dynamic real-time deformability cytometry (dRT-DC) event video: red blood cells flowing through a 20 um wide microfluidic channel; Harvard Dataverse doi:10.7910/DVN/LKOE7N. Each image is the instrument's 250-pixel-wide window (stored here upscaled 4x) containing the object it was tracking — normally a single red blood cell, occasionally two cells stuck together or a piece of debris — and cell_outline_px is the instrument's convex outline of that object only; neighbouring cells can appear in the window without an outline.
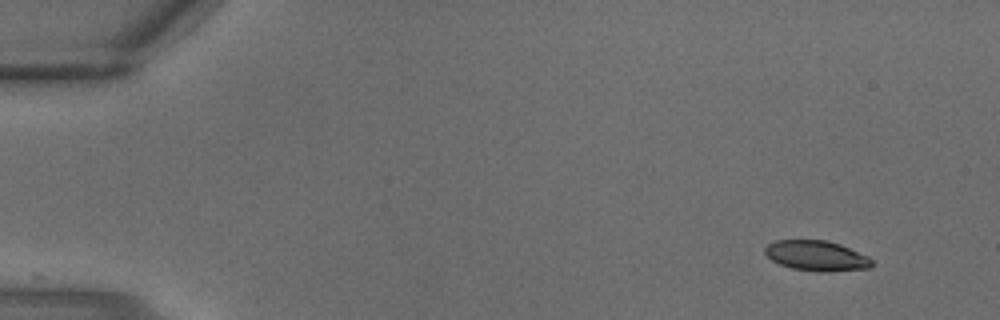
{"species": "common noctule bat (a hibernating species)", "species_latin": "Nyctalus noctula", "temperature_condition": "warm", "stored_images_in_passage": 3, "camera_frame_rate_fps": 3000, "um_per_image_px": 0.085, "animal": {"sex": "male", "body_mass_g": 18.8}, "frame": {"image": 1, "passage_image": 1, "time_ms": 0.0, "image_size_px": [1000, 320], "cell_outline_px": [[872, 264], [868, 268], [820, 272], [792, 268], [780, 264], [772, 260], [764, 252], [764, 248], [768, 244], [776, 240], [824, 240], [840, 244], [868, 256], [872, 260]], "centroid_in_image_um": [69.38, 21.73], "position_along_channel_um": 15.6, "area_um2": 18.61}}
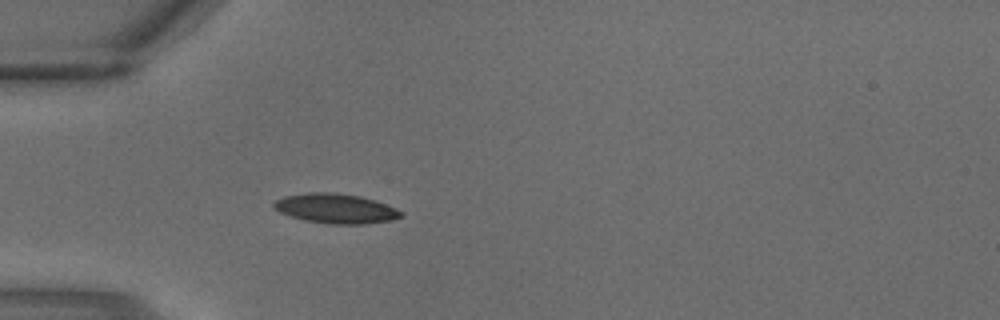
{"frame": {"image": 2, "passage_image": 3, "time_ms": 0.667, "image_size_px": [1000, 320], "cell_outline_px": [[404, 216], [388, 220], [364, 224], [328, 224], [304, 220], [280, 212], [272, 208], [272, 204], [276, 200], [284, 196], [308, 192], [336, 192], [360, 196], [376, 200], [396, 208], [404, 212]], "centroid_in_image_um": [28.53, 17.71], "position_along_channel_um": 56.5, "area_um2": 22.14}}